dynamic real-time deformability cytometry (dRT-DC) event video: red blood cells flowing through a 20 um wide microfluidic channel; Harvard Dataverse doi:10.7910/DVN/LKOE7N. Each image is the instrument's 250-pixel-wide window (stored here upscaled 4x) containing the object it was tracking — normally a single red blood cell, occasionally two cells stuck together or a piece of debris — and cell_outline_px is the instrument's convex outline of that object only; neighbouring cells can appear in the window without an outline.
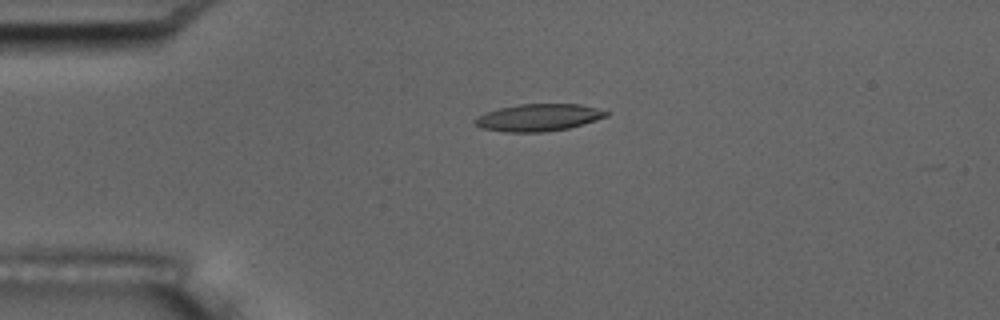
{"species": "common noctule bat (a hibernating species)", "species_latin": "Nyctalus noctula", "temperature_condition": "room temperature", "stored_images_in_passage": 5, "camera_frame_rate_fps": 3000, "um_per_image_px": 0.085, "animal": {"sex": "male", "body_mass_g": 17.5, "forearm_length_mm": 52.3}, "frame": {"image": 1, "passage_image": 3, "time_ms": 0.667, "image_size_px": [1000, 320], "cell_outline_px": [[612, 112], [608, 116], [584, 124], [568, 128], [544, 132], [504, 132], [480, 128], [472, 124], [472, 120], [476, 116], [484, 112], [500, 108], [520, 104], [580, 104]], "centroid_in_image_um": [45.73, 9.99], "position_along_channel_um": 39.3, "area_um2": 21.1}}